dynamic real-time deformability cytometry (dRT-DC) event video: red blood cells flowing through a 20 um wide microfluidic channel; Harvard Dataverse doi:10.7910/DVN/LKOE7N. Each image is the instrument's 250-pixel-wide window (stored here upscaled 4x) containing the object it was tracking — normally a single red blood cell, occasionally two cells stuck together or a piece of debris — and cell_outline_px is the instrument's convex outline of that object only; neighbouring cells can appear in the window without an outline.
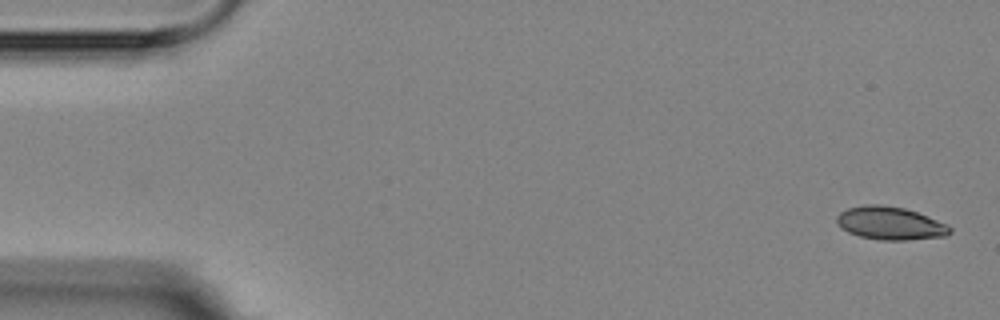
{"species": "Egyptian fruit bat (a non-hibernating species)", "species_latin": "Rousettus aegyptiacus", "temperature_condition": "room temperature", "stored_images_in_passage": 6, "camera_frame_rate_fps": 3000, "um_per_image_px": 0.085, "animal": {"sex": "female"}, "frame": {"image": 1, "passage_image": 1, "time_ms": 0.0, "image_size_px": [1000, 320], "cell_outline_px": [[952, 232], [948, 236], [908, 240], [880, 240], [860, 236], [848, 232], [840, 228], [836, 220], [836, 216], [840, 212], [848, 208], [864, 204], [880, 204], [904, 208], [916, 212], [948, 224], [952, 228]], "centroid_in_image_um": [75.67, 18.98], "position_along_channel_um": 9.3, "area_um2": 21.96}}
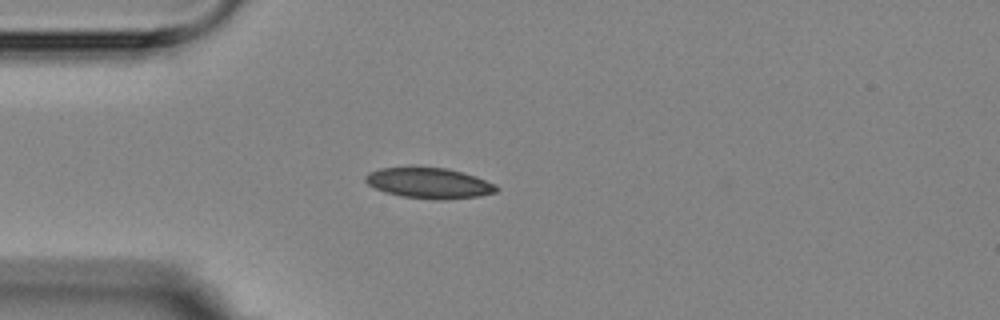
{"frame": {"image": 2, "passage_image": 5, "time_ms": 4.333, "image_size_px": [1000, 320], "cell_outline_px": [[500, 188], [496, 192], [480, 196], [444, 200], [436, 200], [400, 196], [384, 192], [368, 184], [364, 180], [364, 176], [368, 172], [380, 168], [448, 168], [476, 176], [496, 184]], "centroid_in_image_um": [36.5, 15.58], "position_along_channel_um": 48.5, "area_um2": 23.41}}